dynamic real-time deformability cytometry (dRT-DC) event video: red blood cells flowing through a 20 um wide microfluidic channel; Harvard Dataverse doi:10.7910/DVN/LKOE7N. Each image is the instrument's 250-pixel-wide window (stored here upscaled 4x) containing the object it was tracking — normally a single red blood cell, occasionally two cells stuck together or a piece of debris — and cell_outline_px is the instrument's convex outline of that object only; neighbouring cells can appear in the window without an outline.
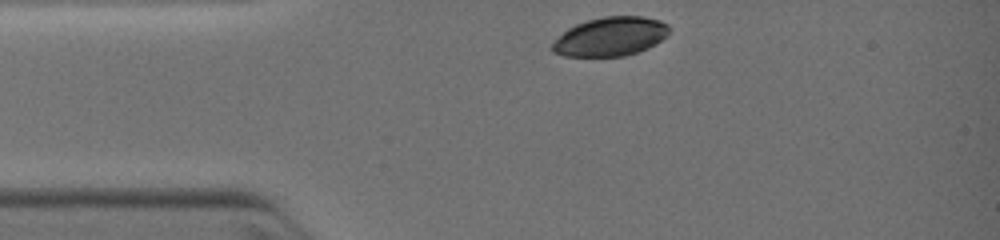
{"species": "common noctule bat (a hibernating species)", "species_latin": "Nyctalus noctula", "temperature_condition": "warm", "stored_images_in_passage": 22, "camera_frame_rate_fps": 3000, "um_per_image_px": 0.085, "animal": {"sex": "female", "body_mass_g": 19.0, "forearm_length_mm": 51.5}, "frame": {"image": 1, "passage_image": 1, "time_ms": 0.0, "image_size_px": [1000, 240], "cell_outline_px": [[672, 28], [668, 36], [656, 44], [648, 48], [624, 56], [564, 56], [552, 52], [552, 44], [568, 28], [576, 24], [588, 20], [604, 16], [644, 16], [660, 20], [668, 24]], "centroid_in_image_um": [51.95, 3.1], "position_along_channel_um": 33.1, "area_um2": 26.65}}
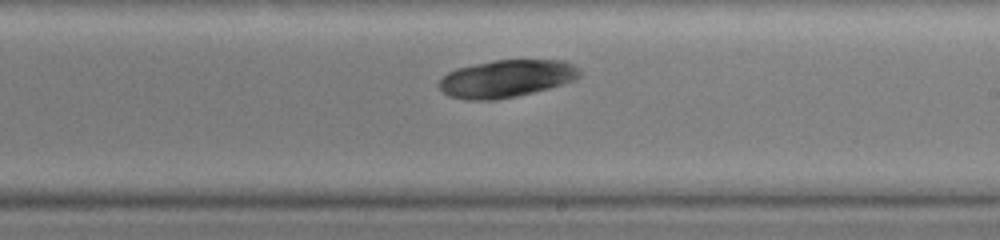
{"frame": {"image": 2, "passage_image": 13, "time_ms": 5.0, "image_size_px": [1000, 240], "cell_outline_px": [[580, 76], [576, 80], [548, 88], [516, 96], [496, 100], [464, 100], [448, 96], [436, 84], [448, 72], [456, 68], [496, 60], [564, 60], [572, 64], [580, 72]], "centroid_in_image_um": [43.01, 6.69], "position_along_channel_um": 246.0, "area_um2": 30.63}}
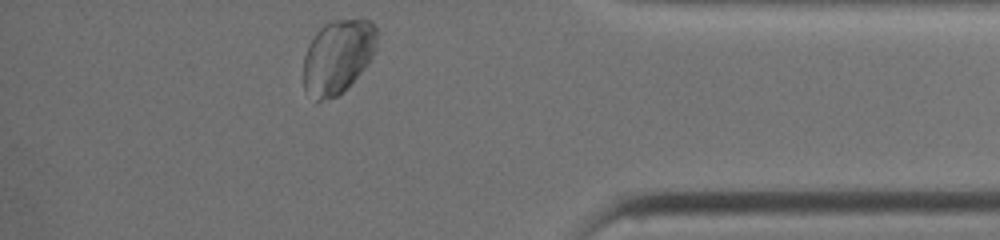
{"frame": {"image": 3, "passage_image": 22, "time_ms": 8.667, "image_size_px": [1000, 240], "cell_outline_px": [[376, 48], [372, 56], [364, 68], [344, 92], [336, 96], [320, 100], [316, 100], [304, 92], [304, 56], [308, 44], [316, 32], [324, 24], [332, 20], [364, 16], [376, 24]], "centroid_in_image_um": [28.72, 4.75], "position_along_channel_um": 406.5, "area_um2": 32.19}}